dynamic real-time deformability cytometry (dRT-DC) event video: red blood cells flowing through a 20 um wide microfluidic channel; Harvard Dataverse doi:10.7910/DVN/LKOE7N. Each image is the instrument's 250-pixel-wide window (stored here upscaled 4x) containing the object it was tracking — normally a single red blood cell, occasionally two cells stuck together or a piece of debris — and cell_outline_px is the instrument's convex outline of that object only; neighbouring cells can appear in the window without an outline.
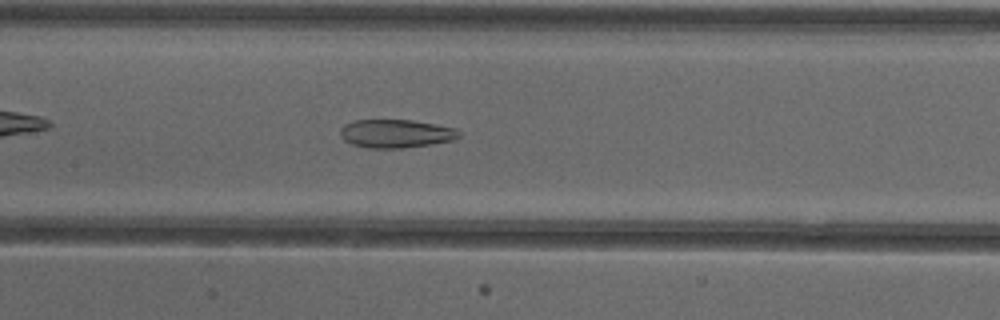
{"species": "common noctule bat (a hibernating species)", "species_latin": "Nyctalus noctula", "temperature_condition": "cold", "stored_images_in_passage": 39, "camera_frame_rate_fps": 3000, "um_per_image_px": 0.085, "animal": {"sex": "female"}, "frame": {"image": 1, "passage_image": 12, "time_ms": 3.667, "image_size_px": [1000, 320], "cell_outline_px": [[460, 136], [452, 140], [432, 144], [400, 148], [368, 148], [352, 144], [344, 140], [340, 136], [340, 128], [344, 124], [352, 120], [412, 120], [436, 124], [456, 128], [460, 132]], "centroid_in_image_um": [33.63, 11.35], "position_along_channel_um": 173.8, "area_um2": 19.71}, "authors_computed_cell_mechanics": {"area_um2": 21.964, "velocity_mm_per_s": 3.9108, "shape_relaxation_time_tau1_ms": null, "shape_relaxation_time_tau2_ms": 3.5592, "deformation_change_tau1": null, "deformation_change_tau2": 0.1166}}